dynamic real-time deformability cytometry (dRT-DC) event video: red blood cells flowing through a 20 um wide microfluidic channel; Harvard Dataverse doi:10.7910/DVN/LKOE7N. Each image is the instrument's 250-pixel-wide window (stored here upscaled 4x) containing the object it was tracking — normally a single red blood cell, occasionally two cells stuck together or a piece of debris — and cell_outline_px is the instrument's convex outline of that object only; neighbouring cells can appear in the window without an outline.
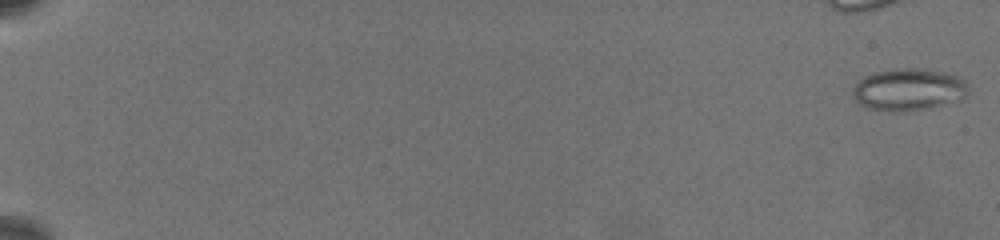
{"species": "common noctule bat (a hibernating species)", "species_latin": "Nyctalus noctula", "temperature_condition": "warm", "stored_images_in_passage": 17, "camera_frame_rate_fps": 3000, "um_per_image_px": 0.085, "animal": {"sex": "female", "body_mass_g": 19.5, "forearm_length_mm": 54.1}, "frame": {"image": 1, "passage_image": 1, "time_ms": 0.0, "image_size_px": [1000, 240], "cell_outline_px": [[968, 92], [964, 100], [928, 108], [868, 108], [852, 100], [852, 92], [856, 84], [864, 76], [872, 72], [900, 68], [916, 68], [944, 72], [960, 76], [968, 84]], "centroid_in_image_um": [77.28, 7.56], "position_along_channel_um": 7.7, "area_um2": 27.86}}
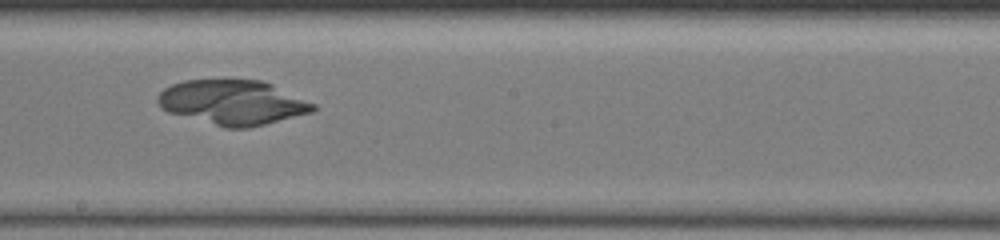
{"frame": {"image": 2, "passage_image": 12, "time_ms": 12.667, "image_size_px": [1000, 240], "cell_outline_px": [[316, 108], [312, 112], [248, 128], [224, 128], [168, 112], [160, 108], [156, 100], [156, 96], [164, 88], [172, 84], [184, 80], [260, 80], [272, 84], [316, 104]], "centroid_in_image_um": [19.74, 8.71], "position_along_channel_um": 228.5, "area_um2": 40.46}}
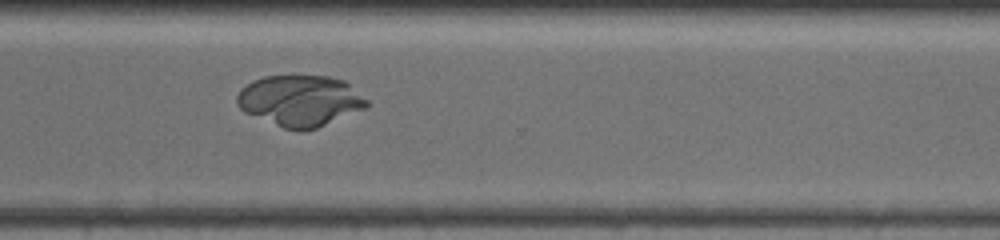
{"frame": {"image": 3, "passage_image": 15, "time_ms": 16.0, "image_size_px": [1000, 240], "cell_outline_px": [[368, 108], [316, 128], [304, 132], [300, 132], [284, 128], [244, 112], [236, 104], [236, 96], [240, 88], [252, 80], [264, 76], [328, 76], [344, 80], [368, 100]], "centroid_in_image_um": [25.5, 8.57], "position_along_channel_um": 345.1, "area_um2": 38.9}}